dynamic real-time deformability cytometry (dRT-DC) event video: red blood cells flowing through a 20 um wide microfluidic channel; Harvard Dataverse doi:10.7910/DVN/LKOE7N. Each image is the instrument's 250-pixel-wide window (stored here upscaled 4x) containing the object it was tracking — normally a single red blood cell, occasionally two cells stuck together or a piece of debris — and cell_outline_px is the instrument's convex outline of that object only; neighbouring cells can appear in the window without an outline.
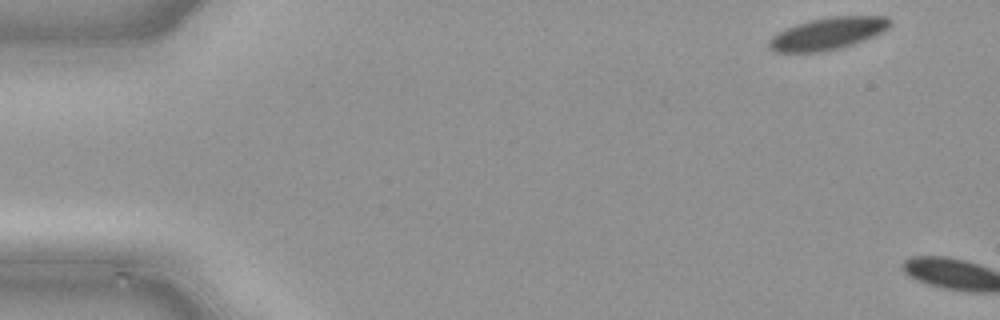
{"species": "common noctule bat (a hibernating species)", "species_latin": "Nyctalus noctula", "temperature_condition": "cold", "stored_images_in_passage": 3, "camera_frame_rate_fps": 3000, "um_per_image_px": 0.085, "animal": {"sex": "male", "body_mass_g": 21.5, "forearm_length_mm": 52.0}, "frame": {"image": 1, "passage_image": 1, "time_ms": 0.0, "image_size_px": [1000, 320], "cell_outline_px": [[892, 24], [888, 28], [876, 36], [840, 48], [820, 52], [772, 52], [768, 48], [768, 40], [772, 36], [796, 24], [828, 16], [888, 16], [892, 20]], "centroid_in_image_um": [70.39, 2.85], "position_along_channel_um": 14.6, "area_um2": 22.77}}